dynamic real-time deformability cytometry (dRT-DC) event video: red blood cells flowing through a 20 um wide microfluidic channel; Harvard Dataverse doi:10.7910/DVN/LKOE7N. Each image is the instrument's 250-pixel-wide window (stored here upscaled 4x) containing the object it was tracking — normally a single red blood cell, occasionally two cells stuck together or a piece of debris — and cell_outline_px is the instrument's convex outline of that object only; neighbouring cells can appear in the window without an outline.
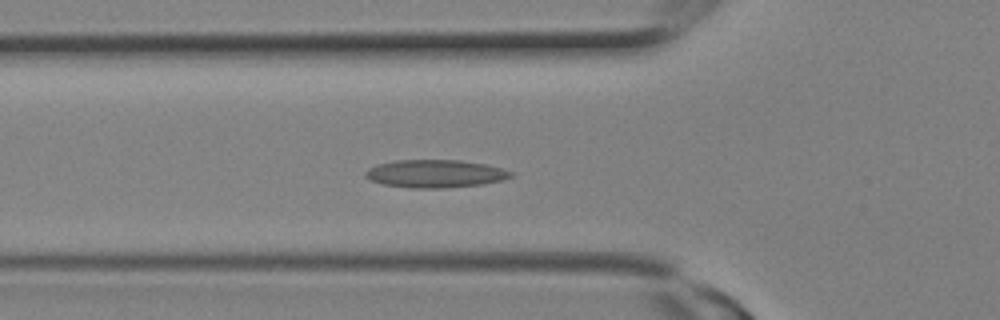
{"species": "Egyptian fruit bat (a non-hibernating species)", "species_latin": "Rousettus aegyptiacus", "temperature_condition": "room temperature", "stored_images_in_passage": 17, "camera_frame_rate_fps": 3000, "um_per_image_px": 0.085, "animal": {"sex": "female"}, "frame": {"image": 1, "passage_image": 8, "time_ms": 2.333, "image_size_px": [1000, 320], "cell_outline_px": [[512, 176], [504, 180], [480, 184], [440, 188], [412, 188], [384, 184], [372, 180], [364, 176], [364, 172], [368, 168], [376, 164], [396, 160], [460, 160], [484, 164], [500, 168], [512, 172]], "centroid_in_image_um": [36.96, 14.75], "position_along_channel_um": 88.8, "area_um2": 23.41}}
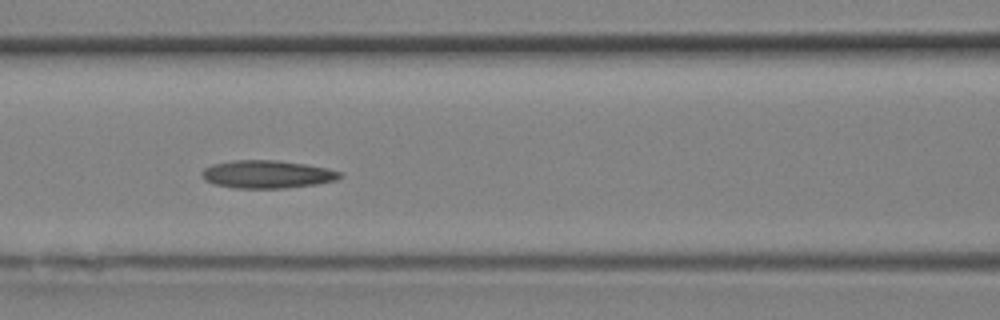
{"frame": {"image": 2, "passage_image": 10, "time_ms": 3.0, "image_size_px": [1000, 320], "cell_outline_px": [[344, 176], [336, 180], [316, 184], [284, 188], [232, 188], [216, 184], [204, 180], [200, 172], [204, 168], [212, 164], [232, 160], [276, 160], [304, 164], [328, 168], [340, 172]], "centroid_in_image_um": [22.69, 14.81], "position_along_channel_um": 143.9, "area_um2": 22.48}}
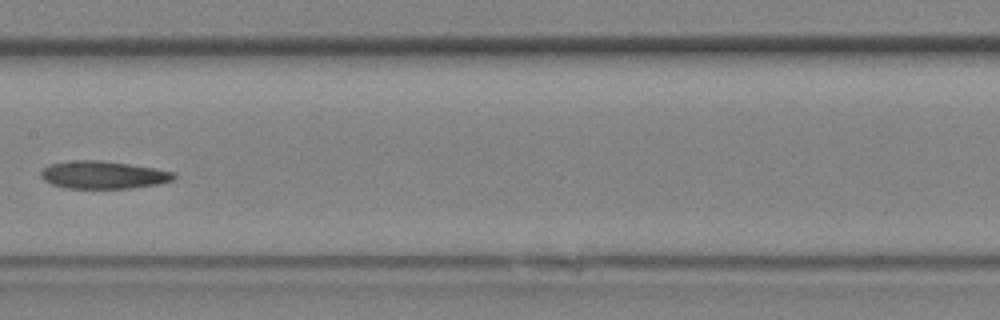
{"frame": {"image": 3, "passage_image": 12, "time_ms": 3.667, "image_size_px": [1000, 320], "cell_outline_px": [[176, 176], [172, 180], [160, 184], [132, 188], [68, 188], [52, 184], [44, 180], [40, 176], [40, 172], [48, 164], [72, 160], [100, 160], [128, 164], [176, 172]], "centroid_in_image_um": [8.77, 14.86], "position_along_channel_um": 198.6, "area_um2": 21.44}}